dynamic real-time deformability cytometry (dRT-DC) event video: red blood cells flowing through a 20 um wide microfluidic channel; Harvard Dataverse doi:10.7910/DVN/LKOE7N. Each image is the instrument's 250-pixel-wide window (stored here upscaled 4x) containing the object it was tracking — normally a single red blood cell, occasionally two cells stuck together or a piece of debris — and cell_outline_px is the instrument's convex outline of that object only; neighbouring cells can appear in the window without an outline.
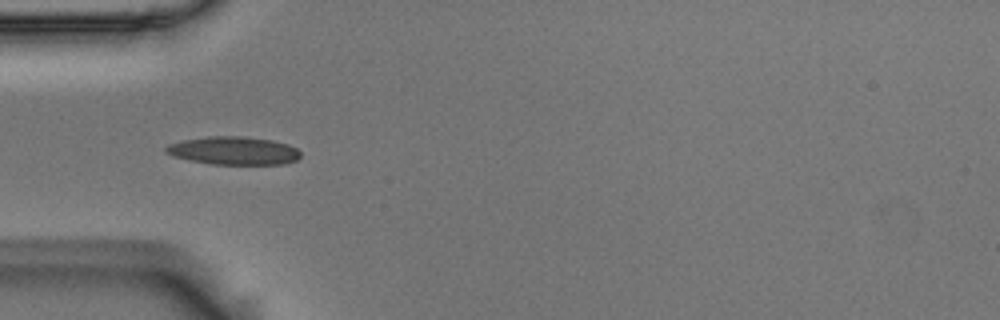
{"species": "Egyptian fruit bat (a non-hibernating species)", "species_latin": "Rousettus aegyptiacus", "temperature_condition": "room temperature", "stored_images_in_passage": 8, "camera_frame_rate_fps": 3000, "um_per_image_px": 0.085, "animal": {"sex": "male"}, "frame": {"image": 1, "passage_image": 4, "time_ms": 1.0, "image_size_px": [1000, 320], "cell_outline_px": [[300, 156], [296, 160], [284, 164], [212, 164], [188, 160], [172, 156], [164, 152], [164, 148], [168, 144], [184, 140], [208, 136], [244, 136], [272, 140], [288, 144], [296, 148], [300, 152]], "centroid_in_image_um": [19.83, 12.8], "position_along_channel_um": 65.2, "area_um2": 22.14}}
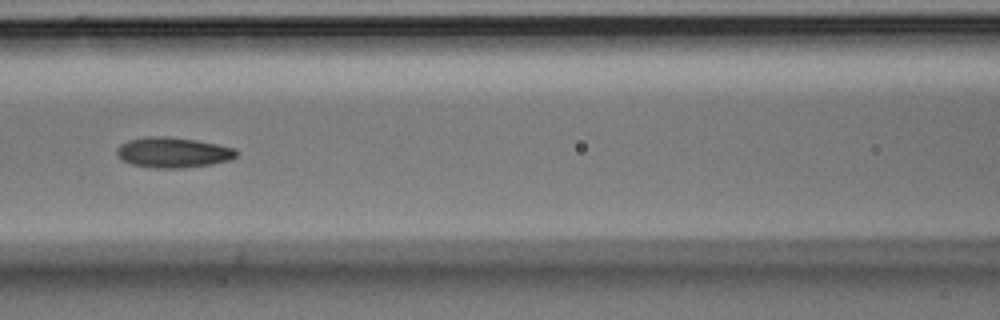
{"frame": {"image": 2, "passage_image": 6, "time_ms": 1.667, "image_size_px": [1000, 320], "cell_outline_px": [[236, 156], [232, 160], [212, 164], [184, 168], [152, 168], [132, 164], [120, 160], [116, 156], [116, 148], [120, 144], [128, 140], [144, 136], [168, 136], [196, 140], [236, 148]], "centroid_in_image_um": [14.67, 12.96], "position_along_channel_um": 151.9, "area_um2": 21.5}}
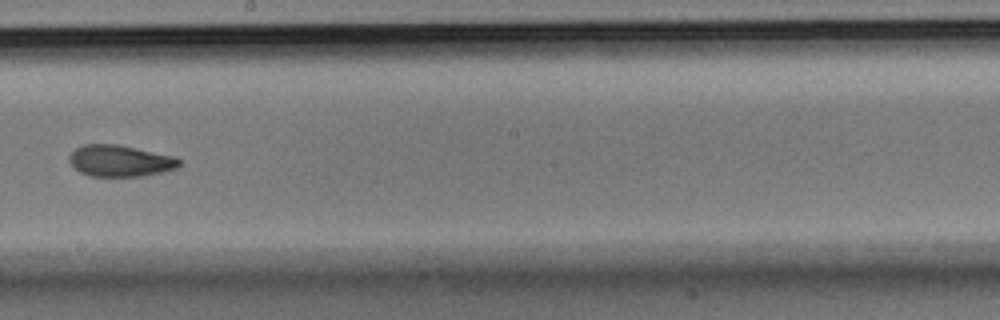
{"frame": {"image": 3, "passage_image": 8, "time_ms": 2.333, "image_size_px": [1000, 320], "cell_outline_px": [[180, 164], [176, 168], [144, 176], [88, 176], [80, 172], [68, 160], [68, 156], [76, 148], [84, 144], [120, 144], [176, 156], [180, 160]], "centroid_in_image_um": [10.21, 13.66], "position_along_channel_um": 238.0, "area_um2": 20.29}}